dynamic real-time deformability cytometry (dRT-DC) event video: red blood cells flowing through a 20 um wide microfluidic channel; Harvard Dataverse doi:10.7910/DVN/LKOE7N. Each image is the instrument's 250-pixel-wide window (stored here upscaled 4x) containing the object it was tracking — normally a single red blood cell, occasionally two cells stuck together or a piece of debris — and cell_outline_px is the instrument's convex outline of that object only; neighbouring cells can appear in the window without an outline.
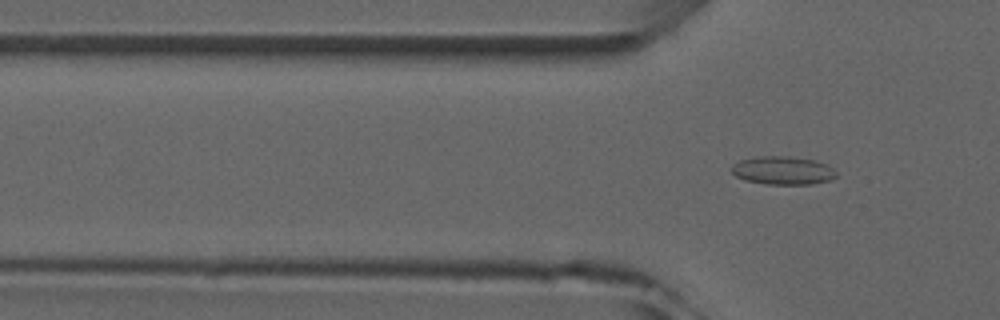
{"species": "common noctule bat (a hibernating species)", "species_latin": "Nyctalus noctula", "temperature_condition": "room temperature", "stored_images_in_passage": 6, "camera_frame_rate_fps": 3000, "um_per_image_px": 0.085, "animal": {"sex": "male", "forearm_length_mm": 52.5}, "frame": {"image": 1, "passage_image": 6, "time_ms": 6.0, "image_size_px": [1000, 320], "cell_outline_px": [[836, 176], [828, 180], [812, 184], [768, 184], [744, 180], [736, 176], [728, 168], [732, 164], [740, 160], [756, 156], [788, 156], [816, 160], [832, 168], [836, 172]], "centroid_in_image_um": [66.48, 14.48], "position_along_channel_um": 59.3, "area_um2": 17.28}}